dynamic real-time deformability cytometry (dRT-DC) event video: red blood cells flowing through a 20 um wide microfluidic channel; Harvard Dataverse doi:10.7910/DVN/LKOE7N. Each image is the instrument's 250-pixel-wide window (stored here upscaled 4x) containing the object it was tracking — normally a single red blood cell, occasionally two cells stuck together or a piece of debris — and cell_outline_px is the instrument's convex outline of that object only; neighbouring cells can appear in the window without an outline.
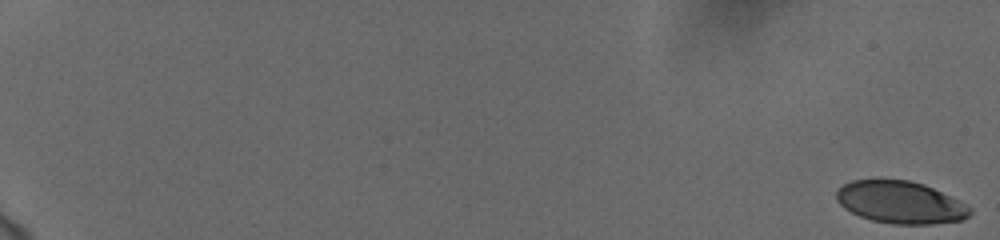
{"species": "human", "species_latin": "Homo sapiens", "temperature_condition": "cold", "stored_images_in_passage": 59, "camera_frame_rate_fps": 3000, "um_per_image_px": 0.085, "donor": {"sex": "female"}, "frame": {"image": 1, "passage_image": 1, "time_ms": 0.0, "image_size_px": [1000, 240], "cell_outline_px": [[972, 212], [964, 220], [932, 224], [892, 224], [872, 220], [860, 216], [844, 208], [836, 200], [836, 192], [844, 184], [852, 180], [908, 180], [924, 184], [972, 208]], "centroid_in_image_um": [76.52, 17.21], "position_along_channel_um": 8.5, "area_um2": 32.6}}
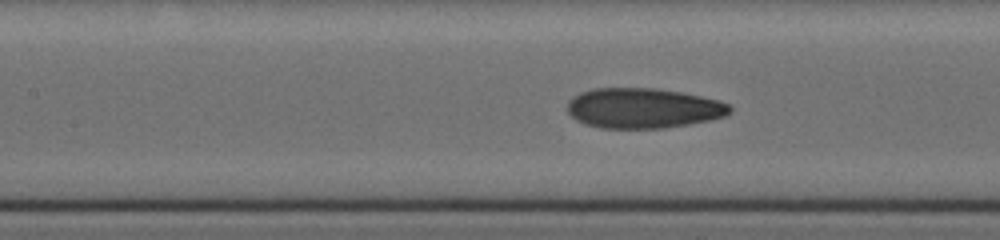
{"frame": {"image": 2, "passage_image": 31, "time_ms": 10.0, "image_size_px": [1000, 240], "cell_outline_px": [[732, 112], [728, 116], [688, 124], [664, 128], [600, 128], [584, 124], [576, 120], [568, 112], [568, 100], [572, 96], [580, 92], [592, 88], [656, 88], [684, 92], [720, 100], [728, 104], [732, 108]], "centroid_in_image_um": [54.68, 9.18], "position_along_channel_um": 152.7, "area_um2": 38.44}}
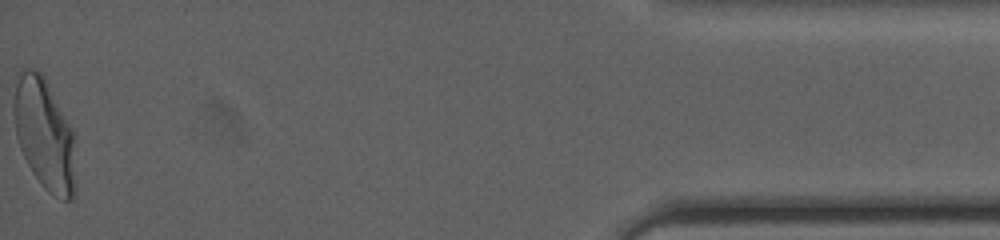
{"frame": {"image": 3, "passage_image": 59, "time_ms": 19.333, "image_size_px": [1000, 240], "cell_outline_px": [[76, 192], [72, 200], [64, 200], [48, 192], [40, 184], [32, 172], [20, 148], [16, 136], [12, 112], [12, 100], [16, 72], [24, 68], [36, 68], [44, 72], [76, 136]], "centroid_in_image_um": [3.79, 11.34], "position_along_channel_um": 431.4, "area_um2": 42.08}, "authors_computed_cell_mechanics": {"area_um2": 37.1076, "velocity_mm_per_s": 3.7536, "shape_relaxation_time_tau1_ms": 7.3609, "shape_relaxation_time_tau2_ms": 1.0645, "deformation_change_tau1": 0.2248, "deformation_change_tau2": 0.075}}